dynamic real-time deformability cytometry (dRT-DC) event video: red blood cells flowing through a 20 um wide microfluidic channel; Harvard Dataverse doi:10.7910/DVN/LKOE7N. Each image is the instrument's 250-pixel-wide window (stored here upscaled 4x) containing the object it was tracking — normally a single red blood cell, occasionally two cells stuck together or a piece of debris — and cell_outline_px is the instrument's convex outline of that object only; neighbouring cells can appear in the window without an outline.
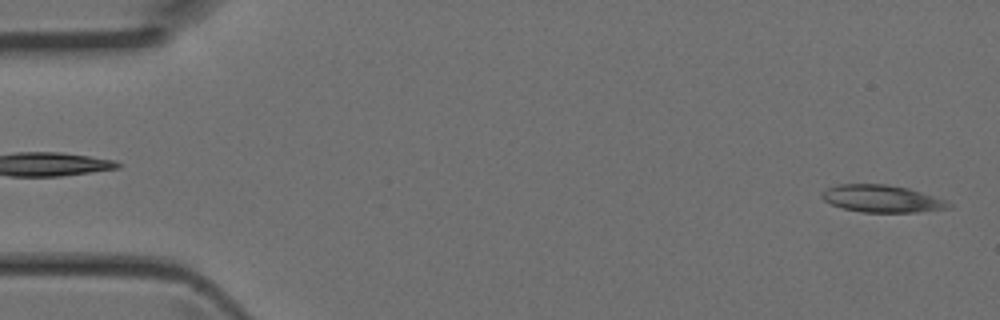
{"species": "Egyptian fruit bat (a non-hibernating species)", "species_latin": "Rousettus aegyptiacus", "temperature_condition": "room temperature", "stored_images_in_passage": 42, "camera_frame_rate_fps": 3000, "um_per_image_px": 0.085, "animal": {"sex": "female"}, "frame": {"image": 1, "passage_image": 1, "time_ms": 0.0, "image_size_px": [1000, 320], "cell_outline_px": [[952, 208], [916, 212], [860, 212], [844, 208], [832, 204], [824, 200], [820, 196], [828, 188], [836, 184], [884, 184], [908, 188], [944, 200], [952, 204]], "centroid_in_image_um": [74.96, 16.89], "position_along_channel_um": 10.0, "area_um2": 19.88}}
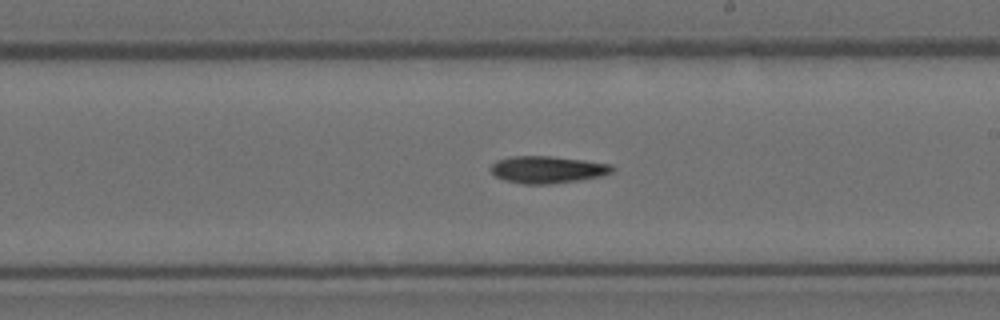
{"frame": {"image": 2, "passage_image": 24, "time_ms": 7.667, "image_size_px": [1000, 320], "cell_outline_px": [[616, 168], [612, 172], [600, 176], [580, 180], [552, 184], [520, 184], [504, 180], [496, 176], [488, 168], [496, 160], [512, 156], [552, 156], [584, 160], [612, 164]], "centroid_in_image_um": [46.53, 14.41], "position_along_channel_um": 242.5, "area_um2": 19.42}}
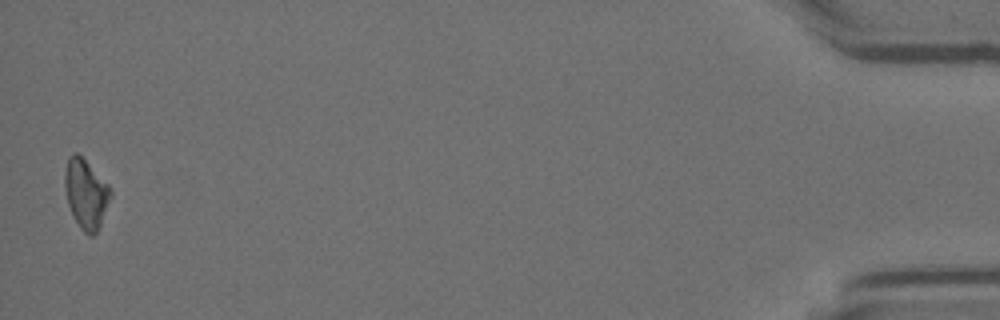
{"frame": {"image": 3, "passage_image": 42, "time_ms": 13.667, "image_size_px": [1000, 320], "cell_outline_px": [[112, 196], [100, 224], [96, 232], [92, 236], [88, 236], [80, 228], [68, 204], [64, 184], [64, 172], [68, 156], [72, 152], [76, 152], [108, 184], [112, 192]], "centroid_in_image_um": [7.29, 16.46], "position_along_channel_um": 427.9, "area_um2": 18.26}}